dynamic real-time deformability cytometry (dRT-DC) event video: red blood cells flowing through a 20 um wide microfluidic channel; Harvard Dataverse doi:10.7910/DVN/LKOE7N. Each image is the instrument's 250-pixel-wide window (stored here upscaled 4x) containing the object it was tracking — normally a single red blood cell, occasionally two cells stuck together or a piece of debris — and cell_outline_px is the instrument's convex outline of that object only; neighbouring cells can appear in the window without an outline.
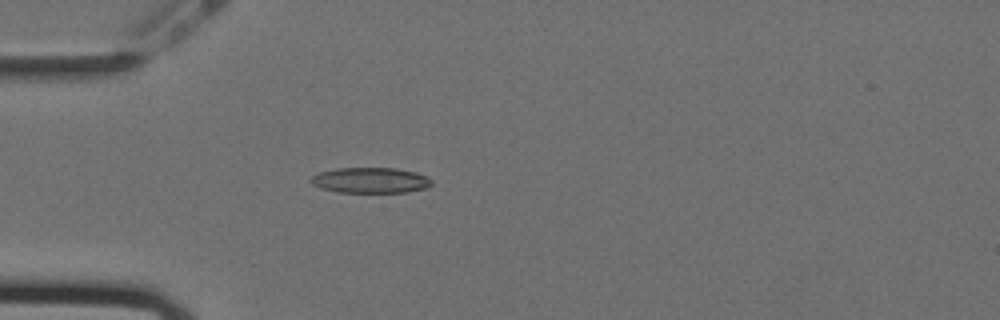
{"species": "Egyptian fruit bat (a non-hibernating species)", "species_latin": "Rousettus aegyptiacus", "temperature_condition": "cold", "stored_images_in_passage": 22, "camera_frame_rate_fps": 3000, "um_per_image_px": 0.085, "animal": {"sex": "female"}, "frame": {"image": 1, "passage_image": 17, "time_ms": 5.333, "image_size_px": [1000, 320], "cell_outline_px": [[432, 184], [428, 188], [408, 192], [336, 192], [320, 188], [312, 184], [308, 180], [312, 176], [320, 172], [336, 168], [396, 168], [416, 172], [432, 180]], "centroid_in_image_um": [31.48, 15.33], "position_along_channel_um": 53.5, "area_um2": 18.09}}
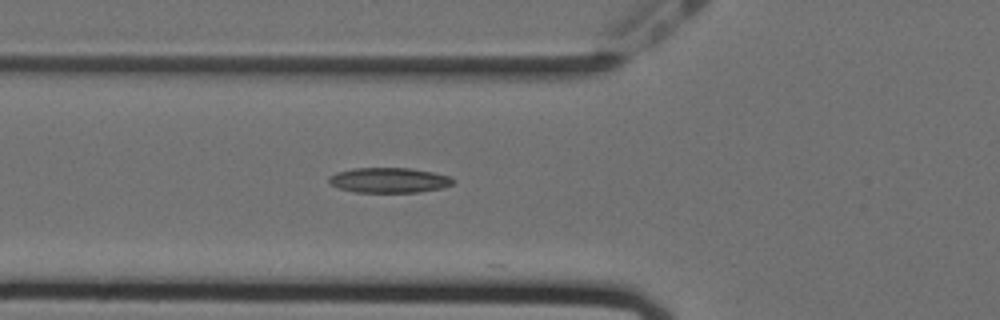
{"frame": {"image": 2, "passage_image": 21, "time_ms": 6.667, "image_size_px": [1000, 320], "cell_outline_px": [[456, 180], [452, 184], [444, 188], [416, 192], [356, 192], [340, 188], [328, 184], [328, 176], [336, 172], [352, 168], [412, 168], [432, 172], [448, 176]], "centroid_in_image_um": [33.04, 15.31], "position_along_channel_um": 92.8, "area_um2": 18.26}}